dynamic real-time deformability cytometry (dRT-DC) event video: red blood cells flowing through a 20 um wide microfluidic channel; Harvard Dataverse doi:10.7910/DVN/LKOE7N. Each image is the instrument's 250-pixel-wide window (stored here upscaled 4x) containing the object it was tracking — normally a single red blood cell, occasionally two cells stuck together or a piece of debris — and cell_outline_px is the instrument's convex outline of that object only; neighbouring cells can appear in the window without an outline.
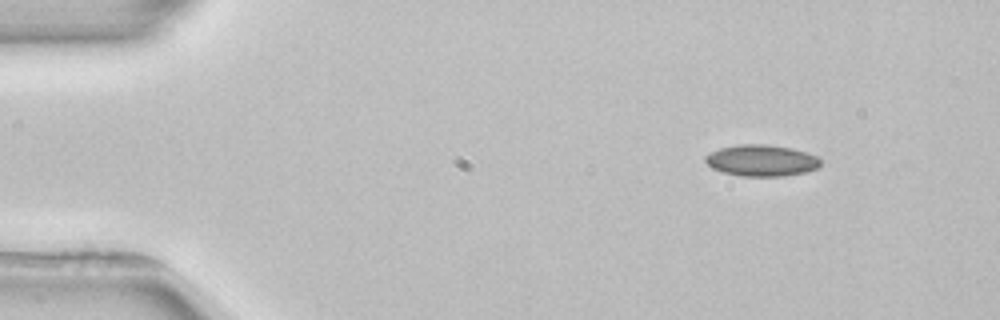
{"species": "common noctule bat (a hibernating species)", "species_latin": "Nyctalus noctula", "temperature_condition": "room temperature", "stored_images_in_passage": 4, "camera_frame_rate_fps": 3000, "um_per_image_px": 0.085, "animal": {"sex": "female", "body_mass_g": 22.7, "forearm_length_mm": 54.2}, "frame": {"image": 1, "passage_image": 1, "time_ms": 0.0, "image_size_px": [1000, 320], "cell_outline_px": [[820, 168], [804, 172], [784, 176], [740, 176], [724, 172], [712, 168], [704, 160], [704, 156], [720, 148], [740, 144], [764, 144], [792, 148], [808, 152], [816, 156], [820, 160]], "centroid_in_image_um": [64.74, 13.64], "position_along_channel_um": 20.3, "area_um2": 21.1}}
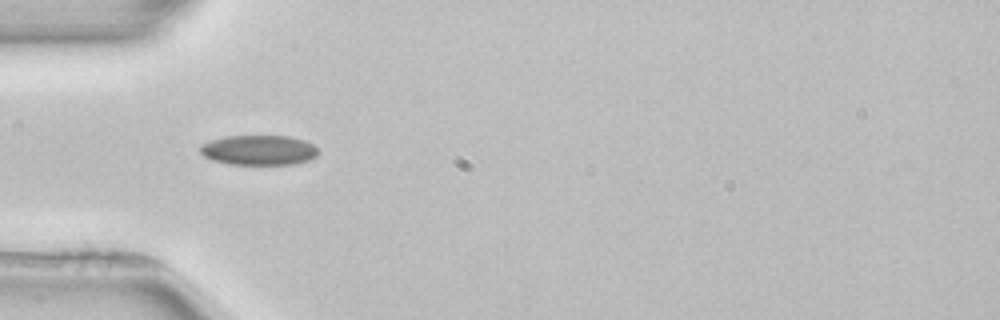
{"frame": {"image": 2, "passage_image": 3, "time_ms": 3.333, "image_size_px": [1000, 320], "cell_outline_px": [[320, 152], [316, 156], [308, 160], [296, 164], [228, 164], [212, 160], [204, 156], [200, 152], [200, 144], [212, 140], [228, 136], [288, 136], [304, 140], [312, 144]], "centroid_in_image_um": [22.0, 12.76], "position_along_channel_um": 63.0, "area_um2": 20.58}}